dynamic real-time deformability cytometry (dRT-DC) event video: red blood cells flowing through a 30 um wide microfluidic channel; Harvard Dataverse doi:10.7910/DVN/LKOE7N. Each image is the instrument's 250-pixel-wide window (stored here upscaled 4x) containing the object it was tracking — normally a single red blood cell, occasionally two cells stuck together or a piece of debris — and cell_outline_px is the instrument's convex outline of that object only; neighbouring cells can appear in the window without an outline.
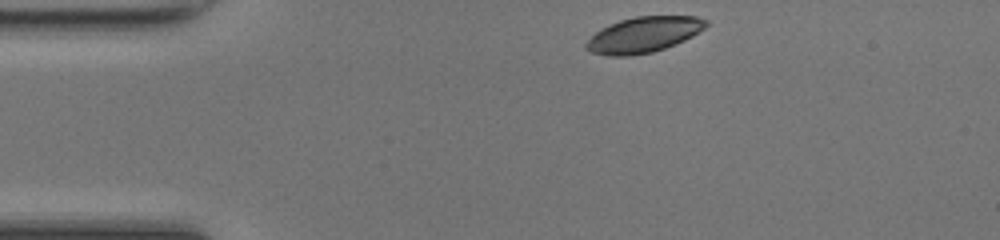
{"species": "common noctule bat (a hibernating species)", "species_latin": "Nyctalus noctula", "temperature_condition": "room temperature", "stored_images_in_passage": 41, "camera_frame_rate_fps": 3000, "um_per_image_px": 0.085, "animal": {"sex": "female", "body_mass_g": 17.0, "forearm_length_mm": 48.0}, "frame": {"image": 1, "passage_image": 1, "time_ms": 0.0, "image_size_px": [1000, 240], "cell_outline_px": [[708, 24], [704, 28], [692, 36], [684, 40], [664, 48], [652, 52], [628, 56], [608, 56], [592, 52], [584, 48], [584, 44], [596, 32], [620, 20], [636, 16], [696, 16], [708, 20]], "centroid_in_image_um": [54.71, 2.95], "position_along_channel_um": 30.3, "area_um2": 24.62}}
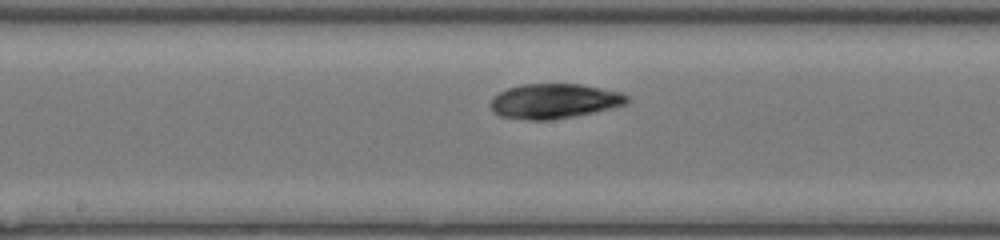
{"frame": {"image": 2, "passage_image": 17, "time_ms": 5.333, "image_size_px": [1000, 240], "cell_outline_px": [[628, 100], [624, 104], [612, 108], [572, 116], [548, 120], [528, 120], [500, 116], [492, 112], [492, 100], [500, 92], [508, 88], [524, 84], [580, 84], [624, 92], [628, 96]], "centroid_in_image_um": [47.13, 8.59], "position_along_channel_um": 201.1, "area_um2": 27.4}}
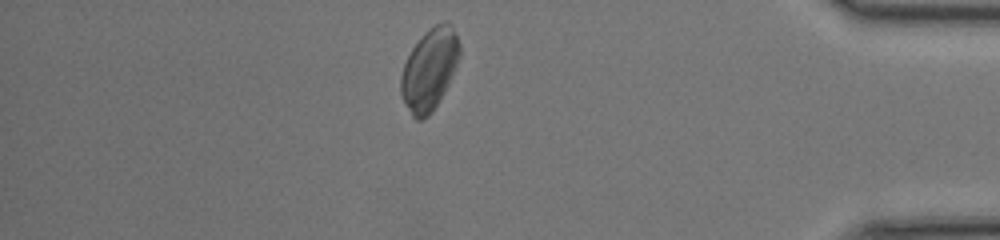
{"frame": {"image": 3, "passage_image": 34, "time_ms": 11.0, "image_size_px": [1000, 240], "cell_outline_px": [[460, 56], [452, 76], [440, 100], [432, 112], [428, 116], [420, 120], [416, 120], [412, 116], [404, 104], [400, 92], [400, 76], [404, 64], [412, 48], [424, 32], [428, 28], [444, 20], [452, 24], [460, 44]], "centroid_in_image_um": [36.5, 5.89], "position_along_channel_um": 398.7, "area_um2": 28.15}, "authors_computed_cell_mechanics": {"area_um2": 27.3394, "velocity_mm_per_s": 4.2175, "shape_relaxation_time_tau1_ms": 8.1473, "shape_relaxation_time_tau2_ms": 2.4814, "deformation_change_tau1": 0.1879, "deformation_change_tau2": 0.0455}}